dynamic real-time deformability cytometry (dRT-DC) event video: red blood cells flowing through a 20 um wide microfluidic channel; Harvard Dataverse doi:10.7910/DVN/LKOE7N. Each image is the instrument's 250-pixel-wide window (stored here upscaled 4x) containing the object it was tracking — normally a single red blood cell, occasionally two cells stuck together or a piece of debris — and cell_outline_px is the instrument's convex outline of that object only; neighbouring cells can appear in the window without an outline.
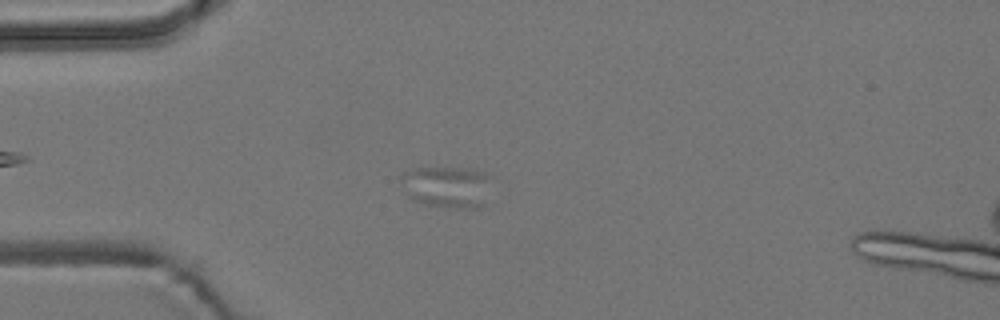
{"species": "common noctule bat (a hibernating species)", "species_latin": "Nyctalus noctula", "temperature_condition": "room temperature", "stored_images_in_passage": 10, "camera_frame_rate_fps": 3000, "um_per_image_px": 0.085, "animal": {"sex": "male", "body_mass_g": 19.2, "forearm_length_mm": 51.8}, "frame": {"image": 1, "passage_image": 2, "time_ms": 2.0, "image_size_px": [1000, 320], "cell_outline_px": [[484, 204], [480, 208], [456, 208], [424, 204], [412, 200], [404, 192], [396, 176], [400, 172], [412, 168], [464, 168], [484, 172]], "centroid_in_image_um": [37.77, 15.87], "position_along_channel_um": 47.2, "area_um2": 21.68}}
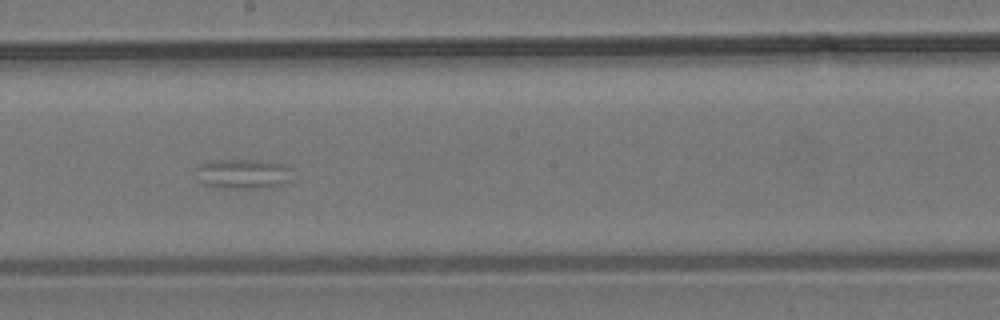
{"frame": {"image": 2, "passage_image": 7, "time_ms": 7.667, "image_size_px": [1000, 320], "cell_outline_px": [[292, 180], [284, 184], [272, 188], [224, 188], [204, 184], [200, 180], [192, 168], [196, 164], [212, 160], [256, 160], [280, 164], [292, 168]], "centroid_in_image_um": [20.64, 14.78], "position_along_channel_um": 227.6, "area_um2": 17.17}}
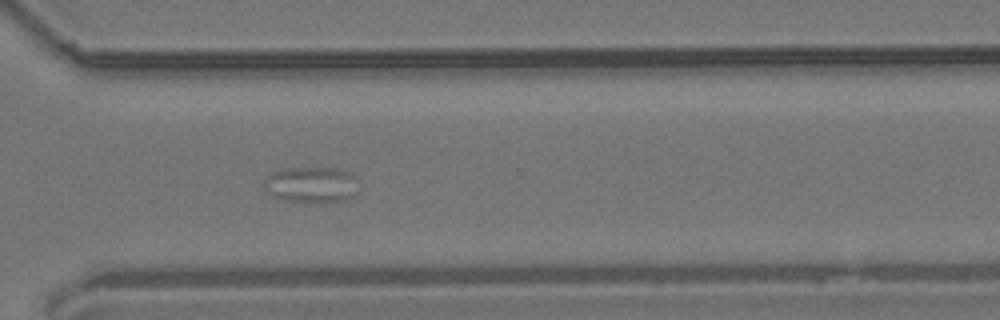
{"frame": {"image": 3, "passage_image": 10, "time_ms": 11.0, "image_size_px": [1000, 320], "cell_outline_px": [[360, 192], [352, 196], [336, 200], [312, 204], [284, 200], [272, 196], [264, 188], [264, 180], [272, 172], [288, 168], [336, 168], [352, 172]], "centroid_in_image_um": [26.46, 15.71], "position_along_channel_um": 344.1, "area_um2": 20.0}}